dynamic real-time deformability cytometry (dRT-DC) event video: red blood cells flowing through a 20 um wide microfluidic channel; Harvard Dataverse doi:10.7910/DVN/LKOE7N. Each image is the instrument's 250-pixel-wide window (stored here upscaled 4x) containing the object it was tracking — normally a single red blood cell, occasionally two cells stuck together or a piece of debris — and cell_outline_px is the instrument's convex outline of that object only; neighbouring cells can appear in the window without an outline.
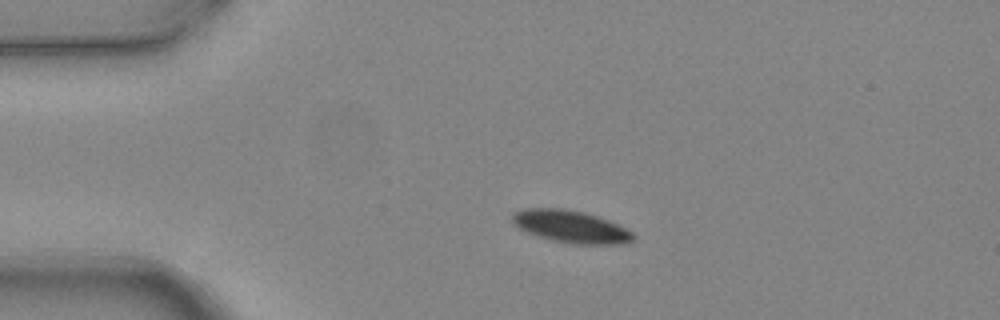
{"species": "common noctule bat (a hibernating species)", "species_latin": "Nyctalus noctula", "temperature_condition": "warm", "stored_images_in_passage": 4, "camera_frame_rate_fps": 3000, "um_per_image_px": 0.085, "animal": {"sex": "female", "body_mass_g": 24.6, "forearm_length_mm": 56.2}, "frame": {"image": 1, "passage_image": 3, "time_ms": 0.667, "image_size_px": [1000, 320], "cell_outline_px": [[636, 236], [632, 240], [624, 244], [576, 244], [552, 240], [528, 232], [512, 224], [512, 212], [524, 208], [560, 208], [584, 212], [608, 220], [632, 232]], "centroid_in_image_um": [48.5, 19.25], "position_along_channel_um": 36.5, "area_um2": 22.6}}
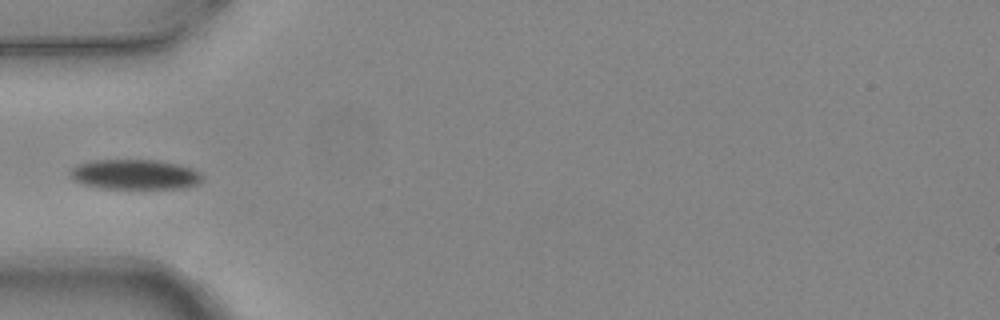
{"frame": {"image": 2, "passage_image": 4, "time_ms": 1.0, "image_size_px": [1000, 320], "cell_outline_px": [[204, 176], [196, 184], [180, 188], [104, 188], [84, 184], [72, 180], [68, 176], [68, 172], [72, 168], [80, 164], [92, 160], [156, 160], [176, 164], [192, 168], [200, 172]], "centroid_in_image_um": [11.43, 14.82], "position_along_channel_um": 73.6, "area_um2": 22.95}}